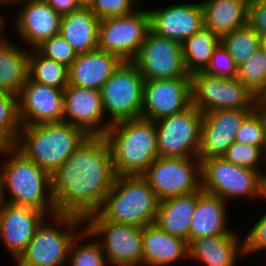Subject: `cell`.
I'll use <instances>...</instances> for the list:
<instances>
[{"label": "cell", "instance_id": "d4e9b609", "mask_svg": "<svg viewBox=\"0 0 266 266\" xmlns=\"http://www.w3.org/2000/svg\"><path fill=\"white\" fill-rule=\"evenodd\" d=\"M226 201L219 196L198 190L196 209L191 221L189 242L199 237L225 235L231 232L226 227Z\"/></svg>", "mask_w": 266, "mask_h": 266}, {"label": "cell", "instance_id": "30bf717a", "mask_svg": "<svg viewBox=\"0 0 266 266\" xmlns=\"http://www.w3.org/2000/svg\"><path fill=\"white\" fill-rule=\"evenodd\" d=\"M192 104L202 113L217 109L255 110L258 97L237 78L223 79L204 72L191 75Z\"/></svg>", "mask_w": 266, "mask_h": 266}, {"label": "cell", "instance_id": "8d00e7d4", "mask_svg": "<svg viewBox=\"0 0 266 266\" xmlns=\"http://www.w3.org/2000/svg\"><path fill=\"white\" fill-rule=\"evenodd\" d=\"M222 157L235 165L258 171L257 166L261 159L266 158V151L261 147L235 141Z\"/></svg>", "mask_w": 266, "mask_h": 266}, {"label": "cell", "instance_id": "ee69618b", "mask_svg": "<svg viewBox=\"0 0 266 266\" xmlns=\"http://www.w3.org/2000/svg\"><path fill=\"white\" fill-rule=\"evenodd\" d=\"M257 106H266V89L259 95Z\"/></svg>", "mask_w": 266, "mask_h": 266}, {"label": "cell", "instance_id": "4dcf8cb0", "mask_svg": "<svg viewBox=\"0 0 266 266\" xmlns=\"http://www.w3.org/2000/svg\"><path fill=\"white\" fill-rule=\"evenodd\" d=\"M34 50V54L29 53L28 77L37 83L64 90L69 84V67Z\"/></svg>", "mask_w": 266, "mask_h": 266}, {"label": "cell", "instance_id": "9c48e42d", "mask_svg": "<svg viewBox=\"0 0 266 266\" xmlns=\"http://www.w3.org/2000/svg\"><path fill=\"white\" fill-rule=\"evenodd\" d=\"M85 228L100 240L107 262L112 266H137L143 264L142 228L107 221L99 212L85 219ZM88 221V222H87Z\"/></svg>", "mask_w": 266, "mask_h": 266}, {"label": "cell", "instance_id": "5bb4252c", "mask_svg": "<svg viewBox=\"0 0 266 266\" xmlns=\"http://www.w3.org/2000/svg\"><path fill=\"white\" fill-rule=\"evenodd\" d=\"M131 62L144 80L191 78L185 69L182 43L151 30Z\"/></svg>", "mask_w": 266, "mask_h": 266}, {"label": "cell", "instance_id": "1f68e13d", "mask_svg": "<svg viewBox=\"0 0 266 266\" xmlns=\"http://www.w3.org/2000/svg\"><path fill=\"white\" fill-rule=\"evenodd\" d=\"M220 43L237 66L246 62L261 48L260 36L248 23L221 37Z\"/></svg>", "mask_w": 266, "mask_h": 266}, {"label": "cell", "instance_id": "83f0119b", "mask_svg": "<svg viewBox=\"0 0 266 266\" xmlns=\"http://www.w3.org/2000/svg\"><path fill=\"white\" fill-rule=\"evenodd\" d=\"M99 21L89 7H81L62 16L59 34L77 54H83L98 48Z\"/></svg>", "mask_w": 266, "mask_h": 266}, {"label": "cell", "instance_id": "4316f807", "mask_svg": "<svg viewBox=\"0 0 266 266\" xmlns=\"http://www.w3.org/2000/svg\"><path fill=\"white\" fill-rule=\"evenodd\" d=\"M197 200L198 191L161 200L154 223L170 235L181 237L189 243Z\"/></svg>", "mask_w": 266, "mask_h": 266}, {"label": "cell", "instance_id": "ac0fdd59", "mask_svg": "<svg viewBox=\"0 0 266 266\" xmlns=\"http://www.w3.org/2000/svg\"><path fill=\"white\" fill-rule=\"evenodd\" d=\"M64 92V122L81 128L88 136H104L111 126L103 124L105 112L99 90L68 84Z\"/></svg>", "mask_w": 266, "mask_h": 266}, {"label": "cell", "instance_id": "6da1fadb", "mask_svg": "<svg viewBox=\"0 0 266 266\" xmlns=\"http://www.w3.org/2000/svg\"><path fill=\"white\" fill-rule=\"evenodd\" d=\"M115 177L108 141L88 136L51 175L56 213L84 220L98 213Z\"/></svg>", "mask_w": 266, "mask_h": 266}, {"label": "cell", "instance_id": "7402d4cb", "mask_svg": "<svg viewBox=\"0 0 266 266\" xmlns=\"http://www.w3.org/2000/svg\"><path fill=\"white\" fill-rule=\"evenodd\" d=\"M122 62L117 55L98 48L78 54L69 67V84L100 91Z\"/></svg>", "mask_w": 266, "mask_h": 266}, {"label": "cell", "instance_id": "ab89813d", "mask_svg": "<svg viewBox=\"0 0 266 266\" xmlns=\"http://www.w3.org/2000/svg\"><path fill=\"white\" fill-rule=\"evenodd\" d=\"M136 4L137 0H93L89 8L101 20L131 14L138 9Z\"/></svg>", "mask_w": 266, "mask_h": 266}, {"label": "cell", "instance_id": "b9f144b4", "mask_svg": "<svg viewBox=\"0 0 266 266\" xmlns=\"http://www.w3.org/2000/svg\"><path fill=\"white\" fill-rule=\"evenodd\" d=\"M248 24L260 37L266 35V0H249Z\"/></svg>", "mask_w": 266, "mask_h": 266}, {"label": "cell", "instance_id": "f35d334b", "mask_svg": "<svg viewBox=\"0 0 266 266\" xmlns=\"http://www.w3.org/2000/svg\"><path fill=\"white\" fill-rule=\"evenodd\" d=\"M203 72L213 77L233 79L237 78L238 66L220 43L214 49L210 62Z\"/></svg>", "mask_w": 266, "mask_h": 266}, {"label": "cell", "instance_id": "d6a6232c", "mask_svg": "<svg viewBox=\"0 0 266 266\" xmlns=\"http://www.w3.org/2000/svg\"><path fill=\"white\" fill-rule=\"evenodd\" d=\"M21 126L17 95L3 92L0 95V146H14Z\"/></svg>", "mask_w": 266, "mask_h": 266}, {"label": "cell", "instance_id": "5b68a950", "mask_svg": "<svg viewBox=\"0 0 266 266\" xmlns=\"http://www.w3.org/2000/svg\"><path fill=\"white\" fill-rule=\"evenodd\" d=\"M159 204L143 175L116 176L99 213L107 221L143 228L155 222Z\"/></svg>", "mask_w": 266, "mask_h": 266}, {"label": "cell", "instance_id": "836d02e7", "mask_svg": "<svg viewBox=\"0 0 266 266\" xmlns=\"http://www.w3.org/2000/svg\"><path fill=\"white\" fill-rule=\"evenodd\" d=\"M89 238L94 237L86 228L80 232V234L76 235L69 249L70 265L71 266H106L107 259L104 251L102 250L100 242L97 240L88 241L87 244L77 243L78 238ZM79 245V246H78Z\"/></svg>", "mask_w": 266, "mask_h": 266}, {"label": "cell", "instance_id": "8fae6325", "mask_svg": "<svg viewBox=\"0 0 266 266\" xmlns=\"http://www.w3.org/2000/svg\"><path fill=\"white\" fill-rule=\"evenodd\" d=\"M202 120L203 113L192 104L178 114L155 121L158 156L198 157Z\"/></svg>", "mask_w": 266, "mask_h": 266}, {"label": "cell", "instance_id": "f1b7e54d", "mask_svg": "<svg viewBox=\"0 0 266 266\" xmlns=\"http://www.w3.org/2000/svg\"><path fill=\"white\" fill-rule=\"evenodd\" d=\"M0 40V89L18 95L28 79L29 52Z\"/></svg>", "mask_w": 266, "mask_h": 266}, {"label": "cell", "instance_id": "f907efd6", "mask_svg": "<svg viewBox=\"0 0 266 266\" xmlns=\"http://www.w3.org/2000/svg\"><path fill=\"white\" fill-rule=\"evenodd\" d=\"M13 1H14V0H0V4H1V5H2V4H6V3H7V4H8V3L11 4V3H13Z\"/></svg>", "mask_w": 266, "mask_h": 266}, {"label": "cell", "instance_id": "9a60e30c", "mask_svg": "<svg viewBox=\"0 0 266 266\" xmlns=\"http://www.w3.org/2000/svg\"><path fill=\"white\" fill-rule=\"evenodd\" d=\"M191 105V78L144 80L142 118L155 122Z\"/></svg>", "mask_w": 266, "mask_h": 266}, {"label": "cell", "instance_id": "d590c367", "mask_svg": "<svg viewBox=\"0 0 266 266\" xmlns=\"http://www.w3.org/2000/svg\"><path fill=\"white\" fill-rule=\"evenodd\" d=\"M235 141L261 147L266 151V121L257 108L244 119Z\"/></svg>", "mask_w": 266, "mask_h": 266}, {"label": "cell", "instance_id": "3957f363", "mask_svg": "<svg viewBox=\"0 0 266 266\" xmlns=\"http://www.w3.org/2000/svg\"><path fill=\"white\" fill-rule=\"evenodd\" d=\"M116 176L143 175L158 156L155 122L144 118L120 121L108 128Z\"/></svg>", "mask_w": 266, "mask_h": 266}, {"label": "cell", "instance_id": "ba28073f", "mask_svg": "<svg viewBox=\"0 0 266 266\" xmlns=\"http://www.w3.org/2000/svg\"><path fill=\"white\" fill-rule=\"evenodd\" d=\"M144 78L131 61H123L101 88L103 110L110 124L141 118Z\"/></svg>", "mask_w": 266, "mask_h": 266}, {"label": "cell", "instance_id": "bcb514c9", "mask_svg": "<svg viewBox=\"0 0 266 266\" xmlns=\"http://www.w3.org/2000/svg\"><path fill=\"white\" fill-rule=\"evenodd\" d=\"M81 7H89L93 0H77Z\"/></svg>", "mask_w": 266, "mask_h": 266}, {"label": "cell", "instance_id": "7a4b0ae2", "mask_svg": "<svg viewBox=\"0 0 266 266\" xmlns=\"http://www.w3.org/2000/svg\"><path fill=\"white\" fill-rule=\"evenodd\" d=\"M0 153L10 156L1 164L3 166L0 165V201L30 206L48 212L49 215L56 214L51 174L26 158L14 146H0ZM5 188L12 193L8 200Z\"/></svg>", "mask_w": 266, "mask_h": 266}, {"label": "cell", "instance_id": "277c9868", "mask_svg": "<svg viewBox=\"0 0 266 266\" xmlns=\"http://www.w3.org/2000/svg\"><path fill=\"white\" fill-rule=\"evenodd\" d=\"M87 137L81 128L64 121L22 125L14 147L52 175Z\"/></svg>", "mask_w": 266, "mask_h": 266}, {"label": "cell", "instance_id": "7dc6e473", "mask_svg": "<svg viewBox=\"0 0 266 266\" xmlns=\"http://www.w3.org/2000/svg\"><path fill=\"white\" fill-rule=\"evenodd\" d=\"M261 49L266 53V35L260 37Z\"/></svg>", "mask_w": 266, "mask_h": 266}, {"label": "cell", "instance_id": "ffe728a7", "mask_svg": "<svg viewBox=\"0 0 266 266\" xmlns=\"http://www.w3.org/2000/svg\"><path fill=\"white\" fill-rule=\"evenodd\" d=\"M148 12L152 32L180 43L204 27L203 8L199 2L174 4Z\"/></svg>", "mask_w": 266, "mask_h": 266}, {"label": "cell", "instance_id": "681fc988", "mask_svg": "<svg viewBox=\"0 0 266 266\" xmlns=\"http://www.w3.org/2000/svg\"><path fill=\"white\" fill-rule=\"evenodd\" d=\"M257 109L262 113V115L266 121V106H257Z\"/></svg>", "mask_w": 266, "mask_h": 266}, {"label": "cell", "instance_id": "e0dca14e", "mask_svg": "<svg viewBox=\"0 0 266 266\" xmlns=\"http://www.w3.org/2000/svg\"><path fill=\"white\" fill-rule=\"evenodd\" d=\"M252 111L217 109L203 113L198 158L222 157L235 142L242 122Z\"/></svg>", "mask_w": 266, "mask_h": 266}, {"label": "cell", "instance_id": "74e56055", "mask_svg": "<svg viewBox=\"0 0 266 266\" xmlns=\"http://www.w3.org/2000/svg\"><path fill=\"white\" fill-rule=\"evenodd\" d=\"M42 56L70 67L77 52L60 35L53 36L35 48Z\"/></svg>", "mask_w": 266, "mask_h": 266}, {"label": "cell", "instance_id": "f6af8a7d", "mask_svg": "<svg viewBox=\"0 0 266 266\" xmlns=\"http://www.w3.org/2000/svg\"><path fill=\"white\" fill-rule=\"evenodd\" d=\"M262 198H266V174L264 172L262 178Z\"/></svg>", "mask_w": 266, "mask_h": 266}, {"label": "cell", "instance_id": "e575fe53", "mask_svg": "<svg viewBox=\"0 0 266 266\" xmlns=\"http://www.w3.org/2000/svg\"><path fill=\"white\" fill-rule=\"evenodd\" d=\"M237 79L257 97L266 89V53L261 48L238 66Z\"/></svg>", "mask_w": 266, "mask_h": 266}, {"label": "cell", "instance_id": "4fadbf2b", "mask_svg": "<svg viewBox=\"0 0 266 266\" xmlns=\"http://www.w3.org/2000/svg\"><path fill=\"white\" fill-rule=\"evenodd\" d=\"M143 176L160 201L190 194L201 188V161L198 157H157Z\"/></svg>", "mask_w": 266, "mask_h": 266}, {"label": "cell", "instance_id": "7c38bea8", "mask_svg": "<svg viewBox=\"0 0 266 266\" xmlns=\"http://www.w3.org/2000/svg\"><path fill=\"white\" fill-rule=\"evenodd\" d=\"M149 30L148 10L138 8L128 15L103 18L98 24V49L132 61Z\"/></svg>", "mask_w": 266, "mask_h": 266}, {"label": "cell", "instance_id": "cb8c5ba5", "mask_svg": "<svg viewBox=\"0 0 266 266\" xmlns=\"http://www.w3.org/2000/svg\"><path fill=\"white\" fill-rule=\"evenodd\" d=\"M231 231L225 235L199 237L188 243L189 258L205 266H235L237 256L243 254V243ZM239 241V242H238Z\"/></svg>", "mask_w": 266, "mask_h": 266}, {"label": "cell", "instance_id": "44dd1931", "mask_svg": "<svg viewBox=\"0 0 266 266\" xmlns=\"http://www.w3.org/2000/svg\"><path fill=\"white\" fill-rule=\"evenodd\" d=\"M21 2L22 8L17 13L16 28L18 34L31 48H36L43 41L60 33L62 16L44 0H14Z\"/></svg>", "mask_w": 266, "mask_h": 266}, {"label": "cell", "instance_id": "52a82bcc", "mask_svg": "<svg viewBox=\"0 0 266 266\" xmlns=\"http://www.w3.org/2000/svg\"><path fill=\"white\" fill-rule=\"evenodd\" d=\"M201 189L226 201L235 197L262 198L261 171L235 165L223 157L200 159Z\"/></svg>", "mask_w": 266, "mask_h": 266}, {"label": "cell", "instance_id": "603a6c76", "mask_svg": "<svg viewBox=\"0 0 266 266\" xmlns=\"http://www.w3.org/2000/svg\"><path fill=\"white\" fill-rule=\"evenodd\" d=\"M142 239L145 266H168L189 257L188 242L170 235L155 223L142 228Z\"/></svg>", "mask_w": 266, "mask_h": 266}, {"label": "cell", "instance_id": "c3c4849f", "mask_svg": "<svg viewBox=\"0 0 266 266\" xmlns=\"http://www.w3.org/2000/svg\"><path fill=\"white\" fill-rule=\"evenodd\" d=\"M3 22H5V20H4V18L0 15V40L1 39H3L4 37L2 36V34L1 33H3V26H4V23Z\"/></svg>", "mask_w": 266, "mask_h": 266}, {"label": "cell", "instance_id": "d6986e66", "mask_svg": "<svg viewBox=\"0 0 266 266\" xmlns=\"http://www.w3.org/2000/svg\"><path fill=\"white\" fill-rule=\"evenodd\" d=\"M47 215L30 206L0 201V237L14 259L17 260L25 251Z\"/></svg>", "mask_w": 266, "mask_h": 266}, {"label": "cell", "instance_id": "f546056e", "mask_svg": "<svg viewBox=\"0 0 266 266\" xmlns=\"http://www.w3.org/2000/svg\"><path fill=\"white\" fill-rule=\"evenodd\" d=\"M220 44V38L208 28L199 31L182 43L183 60L186 72L191 76L203 72L210 62L214 49Z\"/></svg>", "mask_w": 266, "mask_h": 266}, {"label": "cell", "instance_id": "484cf974", "mask_svg": "<svg viewBox=\"0 0 266 266\" xmlns=\"http://www.w3.org/2000/svg\"><path fill=\"white\" fill-rule=\"evenodd\" d=\"M204 27L219 38L248 23L249 0H205Z\"/></svg>", "mask_w": 266, "mask_h": 266}, {"label": "cell", "instance_id": "2e32d148", "mask_svg": "<svg viewBox=\"0 0 266 266\" xmlns=\"http://www.w3.org/2000/svg\"><path fill=\"white\" fill-rule=\"evenodd\" d=\"M21 125L64 121V92L29 77L17 95Z\"/></svg>", "mask_w": 266, "mask_h": 266}, {"label": "cell", "instance_id": "7bdbcfd3", "mask_svg": "<svg viewBox=\"0 0 266 266\" xmlns=\"http://www.w3.org/2000/svg\"><path fill=\"white\" fill-rule=\"evenodd\" d=\"M61 16L72 13L81 8L77 0H44Z\"/></svg>", "mask_w": 266, "mask_h": 266}, {"label": "cell", "instance_id": "60d3db41", "mask_svg": "<svg viewBox=\"0 0 266 266\" xmlns=\"http://www.w3.org/2000/svg\"><path fill=\"white\" fill-rule=\"evenodd\" d=\"M242 243L243 255L266 249V214L254 224Z\"/></svg>", "mask_w": 266, "mask_h": 266}, {"label": "cell", "instance_id": "8992f818", "mask_svg": "<svg viewBox=\"0 0 266 266\" xmlns=\"http://www.w3.org/2000/svg\"><path fill=\"white\" fill-rule=\"evenodd\" d=\"M52 217L55 218L57 226L63 229L45 224L46 220H43L25 251L15 260L17 266H63L69 261L70 246L79 234L74 230H78L79 224L85 221L70 214L56 213Z\"/></svg>", "mask_w": 266, "mask_h": 266}]
</instances>
